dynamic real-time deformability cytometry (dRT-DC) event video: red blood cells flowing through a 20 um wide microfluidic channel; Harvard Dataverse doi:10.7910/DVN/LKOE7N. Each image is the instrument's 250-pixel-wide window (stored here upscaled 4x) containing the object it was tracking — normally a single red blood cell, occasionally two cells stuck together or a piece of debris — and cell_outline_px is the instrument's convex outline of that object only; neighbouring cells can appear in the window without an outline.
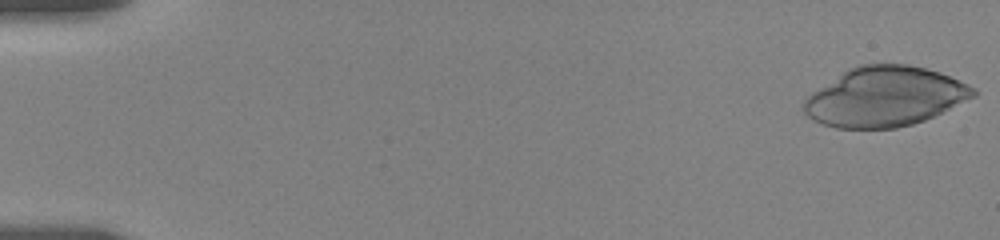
{"species": "human", "species_latin": "Homo sapiens", "temperature_condition": "room temperature", "stored_images_in_passage": 70, "camera_frame_rate_fps": 3000, "um_per_image_px": 0.085, "donor": {"sex": "female"}, "frame": {"image": 1, "passage_image": 1, "time_ms": 0.0, "image_size_px": [1000, 240], "cell_outline_px": [[976, 96], [924, 120], [912, 124], [896, 128], [836, 128], [812, 120], [804, 112], [804, 100], [812, 92], [848, 68], [860, 64], [908, 64], [940, 72], [968, 84], [976, 92]], "centroid_in_image_um": [75.2, 8.21], "position_along_channel_um": 9.8, "area_um2": 58.55}}